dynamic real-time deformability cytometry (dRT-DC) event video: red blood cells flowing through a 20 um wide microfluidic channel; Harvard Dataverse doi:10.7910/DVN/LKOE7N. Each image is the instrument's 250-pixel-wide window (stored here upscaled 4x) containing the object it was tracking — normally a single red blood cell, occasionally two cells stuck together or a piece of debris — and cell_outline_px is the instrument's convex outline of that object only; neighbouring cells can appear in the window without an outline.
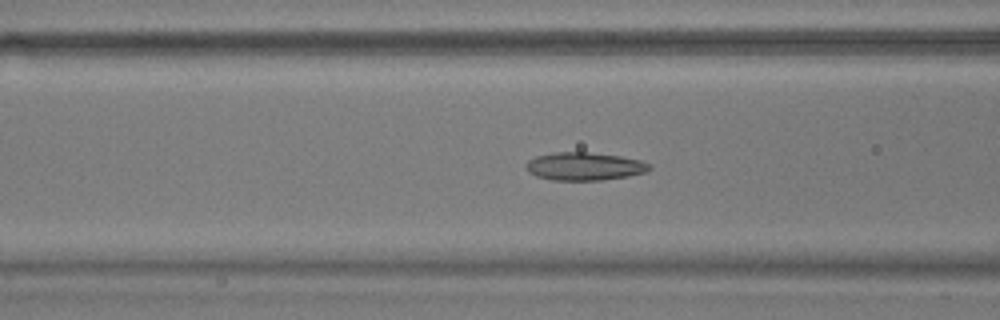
{"species": "common noctule bat (a hibernating species)", "species_latin": "Nyctalus noctula", "temperature_condition": "warm", "stored_images_in_passage": 54, "camera_frame_rate_fps": 3000, "um_per_image_px": 0.085, "animal": {"sex": "male", "body_mass_g": 17.9}, "frame": {"image": 1, "passage_image": 21, "time_ms": 6.667, "image_size_px": [1000, 320], "cell_outline_px": [[652, 168], [644, 172], [628, 176], [600, 180], [552, 180], [536, 176], [528, 172], [524, 168], [524, 164], [528, 160], [536, 156], [556, 152], [588, 152], [620, 156], [640, 160], [648, 164]], "centroid_in_image_um": [49.61, 14.14], "position_along_channel_um": 117.0, "area_um2": 20.11}}
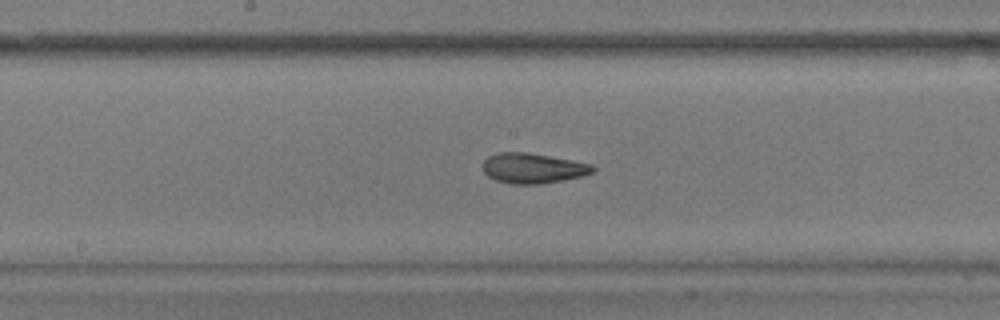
{"frame": {"image": 2, "passage_image": 28, "time_ms": 9.0, "image_size_px": [1000, 320], "cell_outline_px": [[596, 168], [592, 172], [580, 176], [540, 184], [512, 184], [496, 180], [488, 176], [484, 172], [484, 160], [488, 156], [500, 152], [528, 152], [592, 164]], "centroid_in_image_um": [45.27, 14.29], "position_along_channel_um": 202.9, "area_um2": 19.07}}
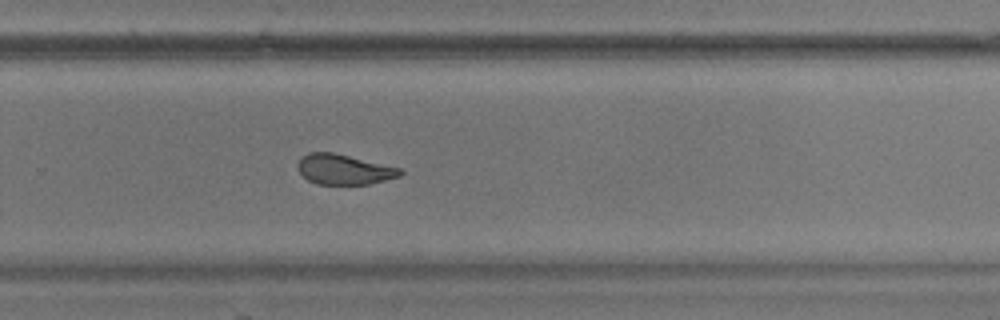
{"frame": {"image": 3, "passage_image": 36, "time_ms": 11.667, "image_size_px": [1000, 320], "cell_outline_px": [[404, 172], [400, 176], [368, 184], [316, 184], [308, 180], [296, 168], [296, 164], [308, 152], [332, 152], [400, 168]], "centroid_in_image_um": [29.21, 14.4], "position_along_channel_um": 300.6, "area_um2": 17.8}, "authors_computed_cell_mechanics": {"area_um2": 20.519, "velocity_mm_per_s": 3.6756, "shape_relaxation_time_tau1_ms": null, "shape_relaxation_time_tau2_ms": 2.3053, "deformation_change_tau1": null, "deformation_change_tau2": 0.0845}}